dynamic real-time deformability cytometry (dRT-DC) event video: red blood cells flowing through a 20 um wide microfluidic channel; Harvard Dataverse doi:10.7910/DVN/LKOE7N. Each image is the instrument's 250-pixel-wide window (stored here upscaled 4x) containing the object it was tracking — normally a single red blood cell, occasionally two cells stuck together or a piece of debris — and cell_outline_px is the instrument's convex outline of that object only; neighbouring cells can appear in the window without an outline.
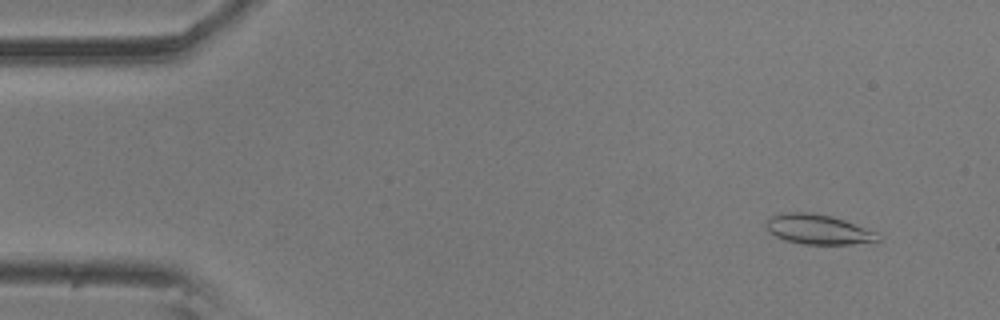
{"species": "common noctule bat (a hibernating species)", "species_latin": "Nyctalus noctula", "temperature_condition": "room temperature", "stored_images_in_passage": 28, "camera_frame_rate_fps": 3000, "um_per_image_px": 0.085, "animal": {"sex": "male", "body_mass_g": 20.5, "forearm_length_mm": 52.5}, "frame": {"image": 1, "passage_image": 5, "time_ms": 1.333, "image_size_px": [1000, 320], "cell_outline_px": [[880, 240], [852, 244], [804, 244], [784, 240], [768, 232], [764, 224], [768, 216], [780, 212], [812, 212], [844, 220], [876, 232], [880, 236]], "centroid_in_image_um": [69.45, 19.48], "position_along_channel_um": 15.5, "area_um2": 19.54}}
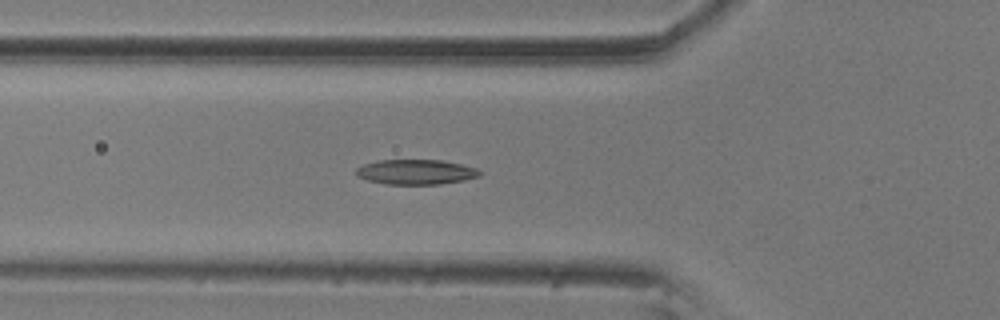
{"frame": {"image": 2, "passage_image": 20, "time_ms": 6.333, "image_size_px": [1000, 320], "cell_outline_px": [[480, 176], [464, 180], [440, 184], [384, 184], [368, 180], [356, 176], [356, 168], [364, 164], [380, 160], [440, 160], [460, 164], [476, 168], [480, 172]], "centroid_in_image_um": [35.33, 14.62], "position_along_channel_um": 90.5, "area_um2": 17.86}}
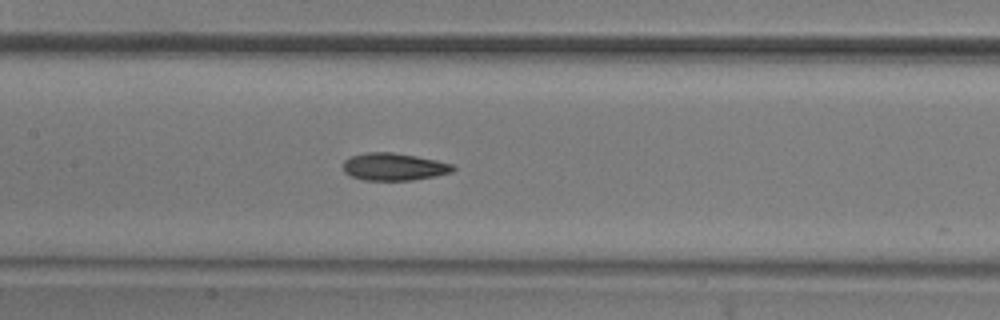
{"frame": {"image": 3, "passage_image": 27, "time_ms": 8.667, "image_size_px": [1000, 320], "cell_outline_px": [[456, 168], [452, 172], [436, 176], [412, 180], [364, 180], [352, 176], [344, 172], [344, 160], [352, 156], [364, 152], [392, 152], [416, 156], [436, 160], [452, 164]], "centroid_in_image_um": [33.49, 14.17], "position_along_channel_um": 173.9, "area_um2": 17.51}}